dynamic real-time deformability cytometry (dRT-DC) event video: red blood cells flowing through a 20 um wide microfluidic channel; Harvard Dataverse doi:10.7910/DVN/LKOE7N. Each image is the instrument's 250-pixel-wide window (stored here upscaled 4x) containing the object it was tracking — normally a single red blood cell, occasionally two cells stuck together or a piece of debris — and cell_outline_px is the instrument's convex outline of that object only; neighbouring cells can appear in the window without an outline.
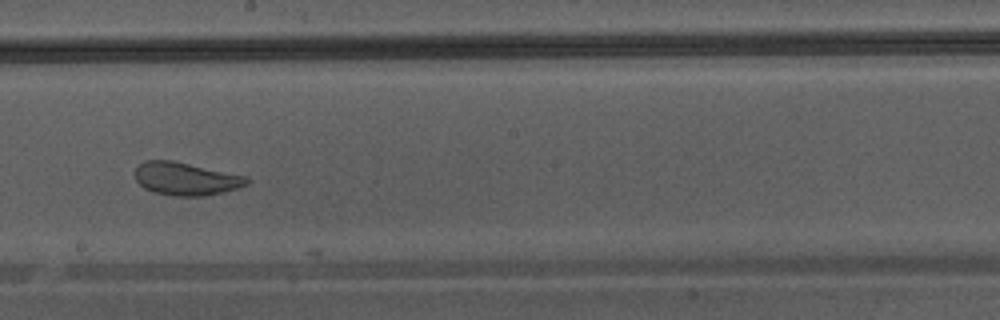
{"species": "Egyptian fruit bat (a non-hibernating species)", "species_latin": "Rousettus aegyptiacus", "temperature_condition": "warm", "stored_images_in_passage": 29, "camera_frame_rate_fps": 3000, "um_per_image_px": 0.085, "animal": {"sex": "male"}, "frame": {"image": 1, "passage_image": 28, "time_ms": 9.0, "image_size_px": [1000, 320], "cell_outline_px": [[252, 180], [248, 184], [240, 188], [204, 196], [176, 196], [152, 192], [144, 188], [136, 180], [136, 168], [144, 160], [172, 160], [248, 176]], "centroid_in_image_um": [15.85, 15.2], "position_along_channel_um": 232.4, "area_um2": 21.62}}